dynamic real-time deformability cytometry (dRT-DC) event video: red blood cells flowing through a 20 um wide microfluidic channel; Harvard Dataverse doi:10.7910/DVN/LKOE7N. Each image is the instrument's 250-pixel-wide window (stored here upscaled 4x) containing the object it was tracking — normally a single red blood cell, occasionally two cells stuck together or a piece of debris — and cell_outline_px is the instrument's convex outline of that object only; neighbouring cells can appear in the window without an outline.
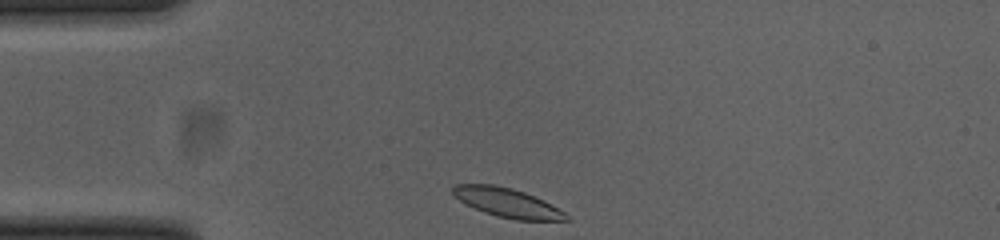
{"species": "common noctule bat (a hibernating species)", "species_latin": "Nyctalus noctula", "temperature_condition": "cold", "stored_images_in_passage": 32, "camera_frame_rate_fps": 3000, "um_per_image_px": 0.085, "animal": {"sex": "female", "body_mass_g": 23.0, "forearm_length_mm": 53.4}, "frame": {"image": 1, "passage_image": 1, "time_ms": 0.0, "image_size_px": [1000, 240], "cell_outline_px": [[568, 220], [516, 220], [496, 216], [484, 212], [460, 200], [452, 192], [452, 188], [456, 184], [492, 184], [512, 188], [524, 192], [544, 200], [564, 212], [568, 216]], "centroid_in_image_um": [43.12, 17.22], "position_along_channel_um": 41.9, "area_um2": 18.9}}
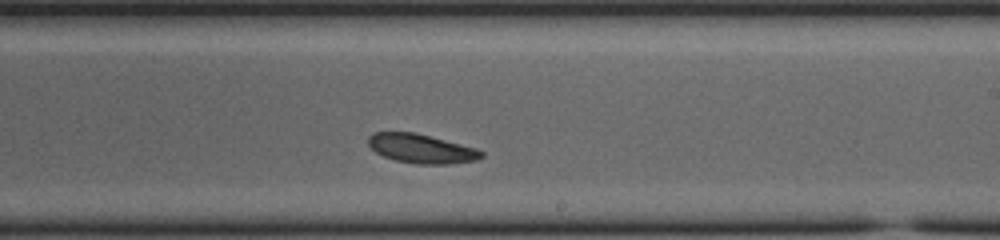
{"frame": {"image": 2, "passage_image": 20, "time_ms": 6.333, "image_size_px": [1000, 240], "cell_outline_px": [[484, 156], [476, 160], [448, 164], [416, 164], [396, 160], [384, 156], [376, 152], [368, 144], [368, 136], [372, 132], [412, 132], [476, 148], [484, 152]], "centroid_in_image_um": [35.8, 12.64], "position_along_channel_um": 253.2, "area_um2": 18.96}}
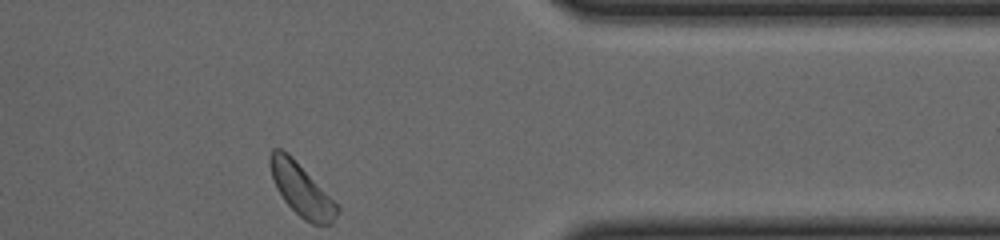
{"frame": {"image": 3, "passage_image": 32, "time_ms": 10.333, "image_size_px": [1000, 240], "cell_outline_px": [[340, 212], [332, 224], [312, 224], [304, 220], [284, 200], [276, 188], [268, 164], [268, 156], [272, 148], [280, 148], [288, 152], [292, 156], [340, 208]], "centroid_in_image_um": [25.59, 16.1], "position_along_channel_um": 385.8, "area_um2": 20.35}, "authors_computed_cell_mechanics": {"area_um2": 19.363, "velocity_mm_per_s": 3.7436, "shape_relaxation_time_tau1_ms": 2.7347, "shape_relaxation_time_tau2_ms": 3.6133, "deformation_change_tau1": 0.1131, "deformation_change_tau2": 0.0713}}